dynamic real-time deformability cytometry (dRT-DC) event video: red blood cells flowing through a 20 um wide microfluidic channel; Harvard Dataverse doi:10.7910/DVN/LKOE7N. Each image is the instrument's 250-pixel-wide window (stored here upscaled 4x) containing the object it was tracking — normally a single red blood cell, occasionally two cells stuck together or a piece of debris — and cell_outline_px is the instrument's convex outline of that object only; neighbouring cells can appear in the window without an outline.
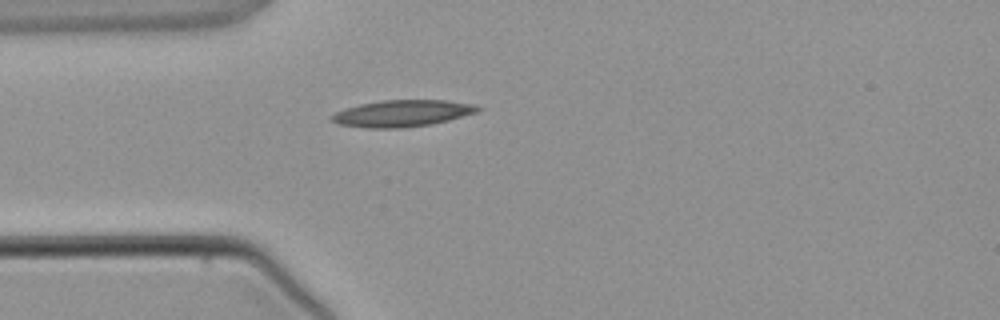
{"species": "common noctule bat (a hibernating species)", "species_latin": "Nyctalus noctula", "temperature_condition": "warm", "stored_images_in_passage": 1, "camera_frame_rate_fps": 3000, "um_per_image_px": 0.085, "animal": {"sex": "male", "body_mass_g": 21.5, "forearm_length_mm": 52.0}, "frame": {"image": 1, "passage_image": 1, "time_ms": 0.0, "image_size_px": [1000, 320], "cell_outline_px": [[484, 108], [476, 112], [448, 120], [432, 124], [400, 128], [368, 128], [340, 124], [332, 120], [332, 116], [336, 112], [360, 104], [384, 100], [448, 100], [476, 104]], "centroid_in_image_um": [34.27, 9.63], "position_along_channel_um": 50.7, "area_um2": 22.48}}